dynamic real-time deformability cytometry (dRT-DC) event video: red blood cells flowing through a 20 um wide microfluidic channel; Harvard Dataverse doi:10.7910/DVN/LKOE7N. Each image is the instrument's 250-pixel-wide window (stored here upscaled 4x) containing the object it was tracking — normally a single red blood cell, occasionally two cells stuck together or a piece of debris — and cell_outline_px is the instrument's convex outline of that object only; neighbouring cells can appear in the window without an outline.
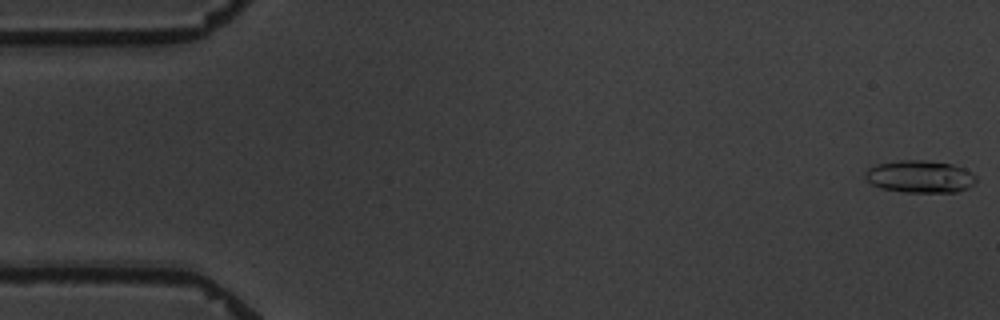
{"species": "common noctule bat (a hibernating species)", "species_latin": "Nyctalus noctula", "temperature_condition": "warm", "stored_images_in_passage": 5, "camera_frame_rate_fps": 3000, "um_per_image_px": 0.085, "animal": {"sex": "male", "body_mass_g": 19.5, "forearm_length_mm": 54.6}, "frame": {"image": 1, "passage_image": 1, "time_ms": 0.0, "image_size_px": [1000, 320], "cell_outline_px": [[976, 184], [968, 188], [956, 192], [904, 192], [880, 188], [872, 184], [864, 176], [864, 172], [868, 168], [876, 164], [900, 160], [924, 160], [952, 164], [964, 168], [972, 172], [976, 176]], "centroid_in_image_um": [78.21, 15.01], "position_along_channel_um": 6.8, "area_um2": 21.1}}